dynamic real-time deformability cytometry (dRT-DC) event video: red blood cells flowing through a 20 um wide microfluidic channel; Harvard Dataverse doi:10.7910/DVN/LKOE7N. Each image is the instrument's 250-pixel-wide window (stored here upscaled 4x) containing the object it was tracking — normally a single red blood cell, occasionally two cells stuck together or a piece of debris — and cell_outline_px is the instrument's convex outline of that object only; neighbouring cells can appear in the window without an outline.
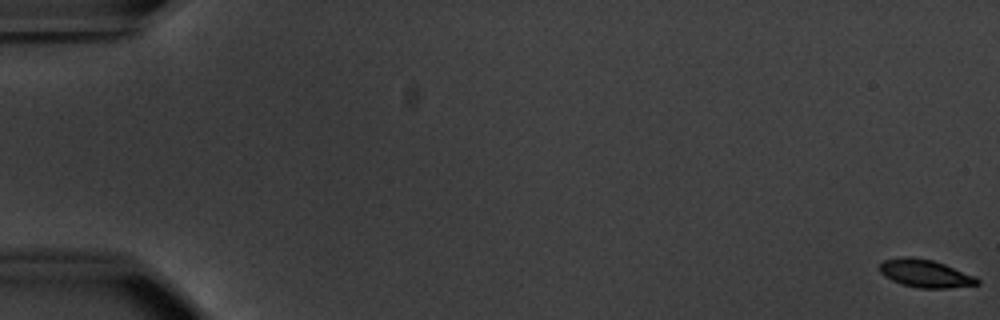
{"species": "common noctule bat (a hibernating species)", "species_latin": "Nyctalus noctula", "temperature_condition": "warm", "stored_images_in_passage": 8, "camera_frame_rate_fps": 3000, "um_per_image_px": 0.085, "animal": {"sex": "male", "body_mass_g": 20.1, "forearm_length_mm": 53.5}, "frame": {"image": 1, "passage_image": 1, "time_ms": 0.0, "image_size_px": [1000, 320], "cell_outline_px": [[980, 284], [948, 288], [920, 288], [900, 284], [884, 276], [880, 272], [880, 264], [884, 260], [904, 256], [908, 256], [932, 260], [944, 264], [976, 276], [980, 280]], "centroid_in_image_um": [78.66, 23.25], "position_along_channel_um": 6.3, "area_um2": 15.84}}
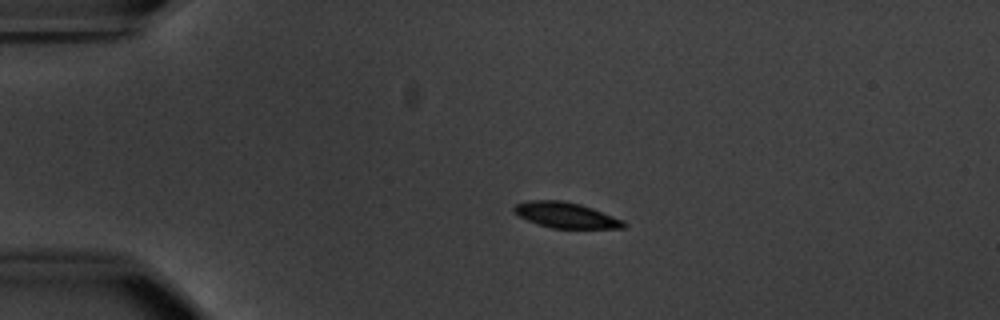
{"frame": {"image": 2, "passage_image": 5, "time_ms": 4.667, "image_size_px": [1000, 320], "cell_outline_px": [[628, 224], [624, 228], [552, 228], [536, 224], [512, 212], [512, 208], [516, 204], [528, 200], [564, 200], [580, 204], [592, 208], [624, 220]], "centroid_in_image_um": [48.09, 18.28], "position_along_channel_um": 36.9, "area_um2": 16.47}}
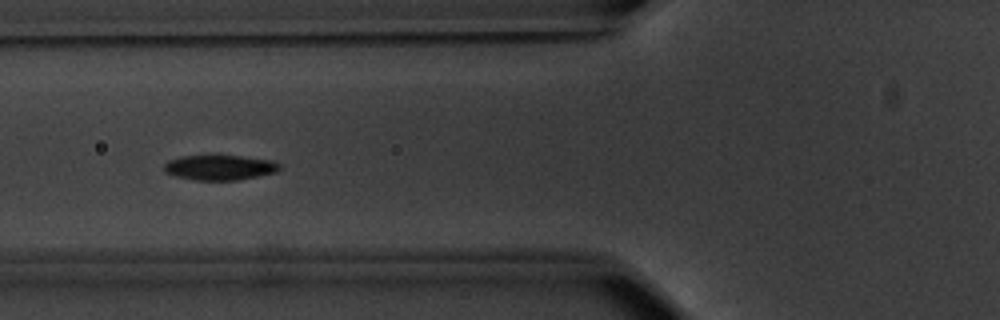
{"frame": {"image": 3, "passage_image": 7, "time_ms": 8.0, "image_size_px": [1000, 320], "cell_outline_px": [[436, 188], [412, 204], [332, 208], [296, 196], [288, 188], [296, 180], [420, 180], [436, 184]], "centroid_in_image_um": [30.73, 16.33], "position_along_channel_um": 95.1, "area_um2": 23.76}}